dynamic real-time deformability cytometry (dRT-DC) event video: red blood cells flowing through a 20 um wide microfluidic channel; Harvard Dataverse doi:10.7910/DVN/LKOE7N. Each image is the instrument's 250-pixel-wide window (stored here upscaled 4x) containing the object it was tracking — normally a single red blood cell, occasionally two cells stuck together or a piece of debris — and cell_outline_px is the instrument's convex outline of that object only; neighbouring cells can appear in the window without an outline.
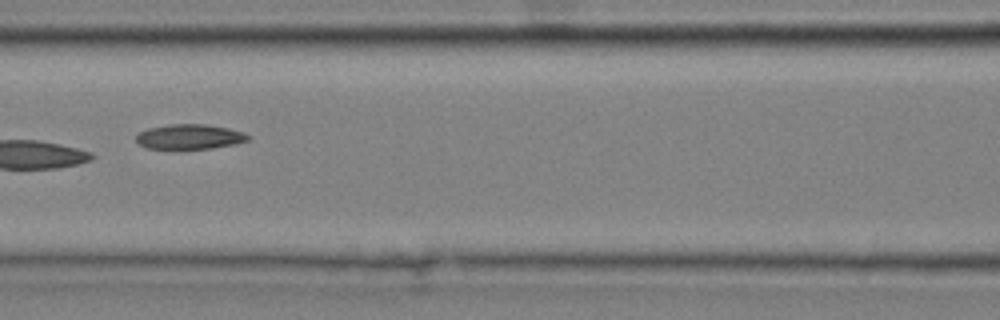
{"species": "common noctule bat (a hibernating species)", "species_latin": "Nyctalus noctula", "temperature_condition": "cold", "stored_images_in_passage": 4, "camera_frame_rate_fps": 3000, "um_per_image_px": 0.085, "animal": {"sex": "male", "body_mass_g": 20.4}, "frame": {"image": 1, "passage_image": 4, "time_ms": 1.0, "image_size_px": [1000, 320], "cell_outline_px": [[252, 136], [248, 140], [236, 144], [212, 148], [148, 148], [140, 144], [136, 140], [136, 136], [140, 132], [148, 128], [172, 124], [204, 124], [228, 128], [244, 132]], "centroid_in_image_um": [16.17, 11.61], "position_along_channel_um": 150.4, "area_um2": 16.07}}